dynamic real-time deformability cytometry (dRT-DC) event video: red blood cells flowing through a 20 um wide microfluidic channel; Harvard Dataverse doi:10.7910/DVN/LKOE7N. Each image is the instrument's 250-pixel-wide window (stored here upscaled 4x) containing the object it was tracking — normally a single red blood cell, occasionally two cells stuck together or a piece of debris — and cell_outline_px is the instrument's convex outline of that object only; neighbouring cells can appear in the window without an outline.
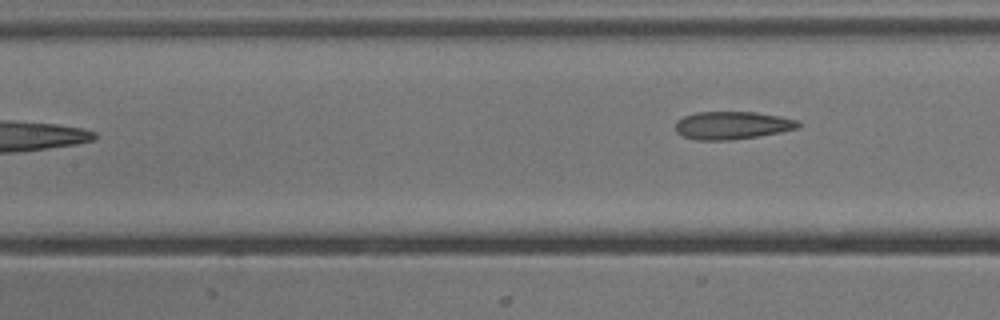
{"species": "common noctule bat (a hibernating species)", "species_latin": "Nyctalus noctula", "temperature_condition": "cold", "stored_images_in_passage": 8, "camera_frame_rate_fps": 3000, "um_per_image_px": 0.085, "animal": {"sex": "male", "body_mass_g": 13.3}, "frame": {"image": 1, "passage_image": 8, "time_ms": 8.333, "image_size_px": [1000, 320], "cell_outline_px": [[804, 124], [800, 128], [760, 136], [732, 140], [696, 140], [684, 136], [676, 132], [676, 120], [684, 116], [696, 112], [756, 112], [780, 116], [800, 120]], "centroid_in_image_um": [62.3, 10.65], "position_along_channel_um": 145.1, "area_um2": 20.23}}